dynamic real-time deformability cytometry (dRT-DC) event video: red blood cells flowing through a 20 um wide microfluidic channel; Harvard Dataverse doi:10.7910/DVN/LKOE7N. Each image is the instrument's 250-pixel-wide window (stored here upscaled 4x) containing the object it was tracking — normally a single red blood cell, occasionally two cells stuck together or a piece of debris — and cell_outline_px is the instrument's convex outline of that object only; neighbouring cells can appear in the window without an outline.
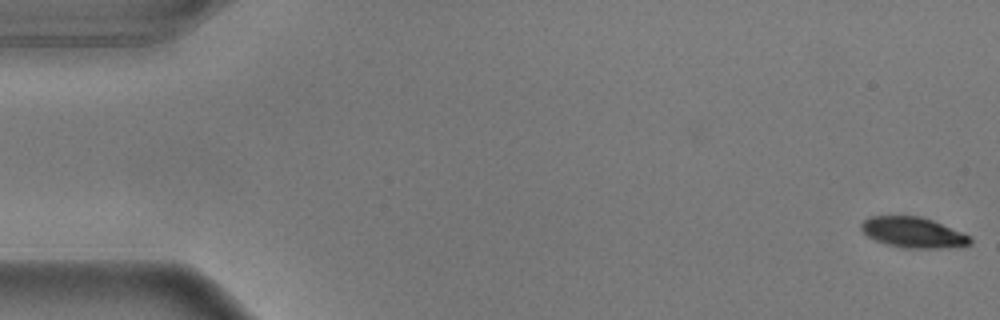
{"species": "common noctule bat (a hibernating species)", "species_latin": "Nyctalus noctula", "temperature_condition": "warm", "stored_images_in_passage": 13, "camera_frame_rate_fps": 3000, "um_per_image_px": 0.085, "animal": {"sex": "male", "body_mass_g": 17.9}, "frame": {"image": 1, "passage_image": 1, "time_ms": 0.0, "image_size_px": [1000, 320], "cell_outline_px": [[972, 244], [960, 248], [904, 248], [888, 244], [876, 240], [868, 236], [860, 228], [860, 224], [864, 220], [872, 216], [920, 216], [932, 220], [960, 232], [968, 236], [972, 240]], "centroid_in_image_um": [77.64, 19.77], "position_along_channel_um": 7.4, "area_um2": 19.31}}